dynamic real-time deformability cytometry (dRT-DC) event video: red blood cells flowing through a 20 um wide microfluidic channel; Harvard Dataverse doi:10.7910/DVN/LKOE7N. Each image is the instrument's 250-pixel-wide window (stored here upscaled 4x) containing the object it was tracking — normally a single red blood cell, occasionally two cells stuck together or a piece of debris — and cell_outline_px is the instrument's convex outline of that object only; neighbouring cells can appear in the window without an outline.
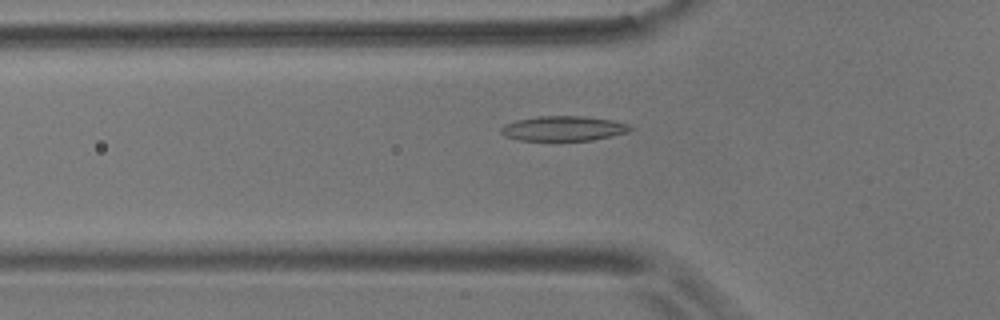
{"species": "common noctule bat (a hibernating species)", "species_latin": "Nyctalus noctula", "temperature_condition": "room temperature", "stored_images_in_passage": 51, "camera_frame_rate_fps": 3000, "um_per_image_px": 0.085, "animal": {"sex": "male", "body_mass_g": 17.9}, "frame": {"image": 1, "passage_image": 13, "time_ms": 4.0, "image_size_px": [1000, 320], "cell_outline_px": [[636, 128], [628, 132], [592, 140], [516, 140], [504, 136], [500, 132], [500, 128], [504, 124], [516, 120], [536, 116], [584, 116], [612, 120], [628, 124]], "centroid_in_image_um": [47.87, 10.91], "position_along_channel_um": 77.9, "area_um2": 18.84}}
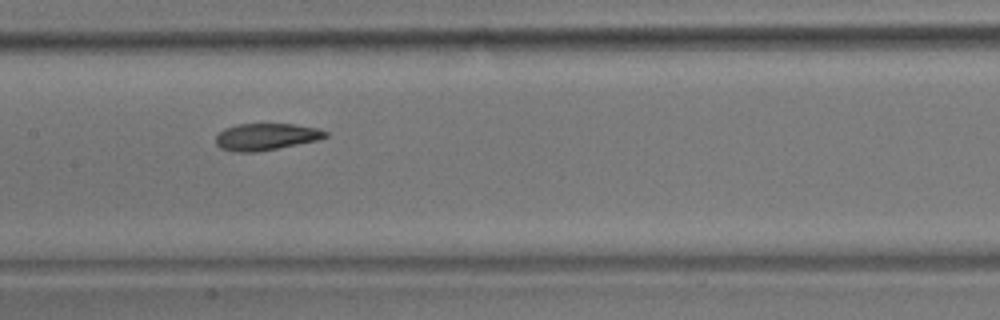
{"frame": {"image": 2, "passage_image": 22, "time_ms": 7.0, "image_size_px": [1000, 320], "cell_outline_px": [[328, 136], [316, 140], [256, 152], [232, 152], [220, 148], [216, 144], [216, 136], [224, 128], [236, 124], [292, 124], [320, 128], [328, 132]], "centroid_in_image_um": [22.59, 11.62], "position_along_channel_um": 184.8, "area_um2": 17.11}}
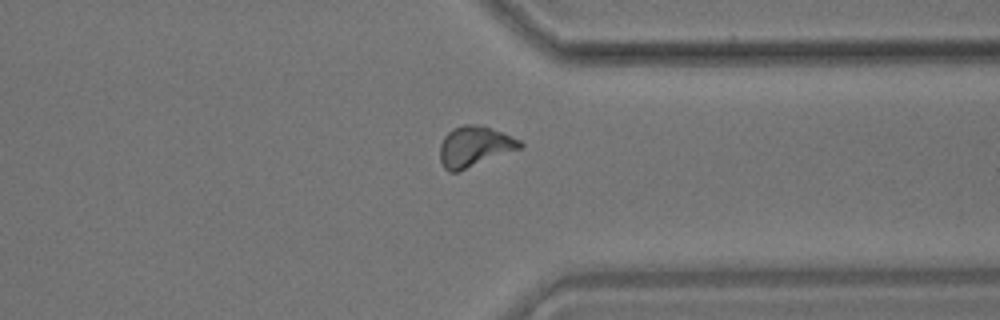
{"frame": {"image": 3, "passage_image": 38, "time_ms": 12.333, "image_size_px": [1000, 320], "cell_outline_px": [[524, 144], [520, 148], [456, 172], [448, 172], [444, 168], [440, 160], [440, 144], [444, 136], [452, 128], [464, 124], [476, 124], [500, 132], [520, 140]], "centroid_in_image_um": [40.28, 12.45], "position_along_channel_um": 371.1, "area_um2": 18.5}, "authors_computed_cell_mechanics": {"area_um2": 18.207, "velocity_mm_per_s": 3.5306, "shape_relaxation_time_tau1_ms": 3.6655, "shape_relaxation_time_tau2_ms": 2.8758, "deformation_change_tau1": 0.1165, "deformation_change_tau2": 0.0859}}